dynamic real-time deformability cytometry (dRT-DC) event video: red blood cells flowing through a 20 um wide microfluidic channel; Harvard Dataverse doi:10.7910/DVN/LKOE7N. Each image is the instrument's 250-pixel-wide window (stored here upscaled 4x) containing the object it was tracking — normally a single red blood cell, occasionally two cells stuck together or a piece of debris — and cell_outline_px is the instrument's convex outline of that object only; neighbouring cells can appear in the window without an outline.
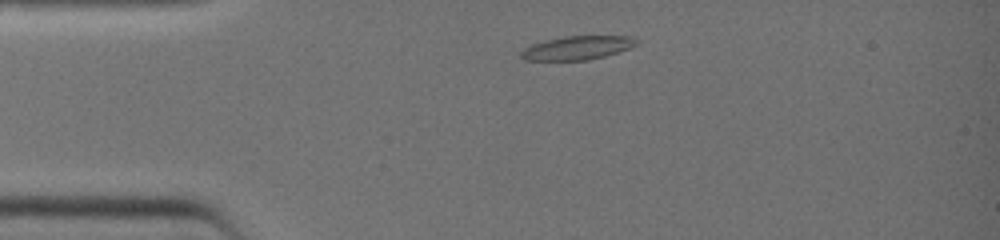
{"species": "common noctule bat (a hibernating species)", "species_latin": "Nyctalus noctula", "temperature_condition": "warm", "stored_images_in_passage": 30, "camera_frame_rate_fps": 3000, "um_per_image_px": 0.085, "animal": {"sex": "female", "body_mass_g": 19.0, "forearm_length_mm": 51.5}, "frame": {"image": 1, "passage_image": 3, "time_ms": 0.667, "image_size_px": [1000, 240], "cell_outline_px": [[640, 44], [604, 56], [588, 60], [524, 60], [520, 56], [520, 52], [524, 48], [532, 44], [564, 36], [632, 36], [640, 40]], "centroid_in_image_um": [49.1, 4.06], "position_along_channel_um": 35.9, "area_um2": 15.9}}
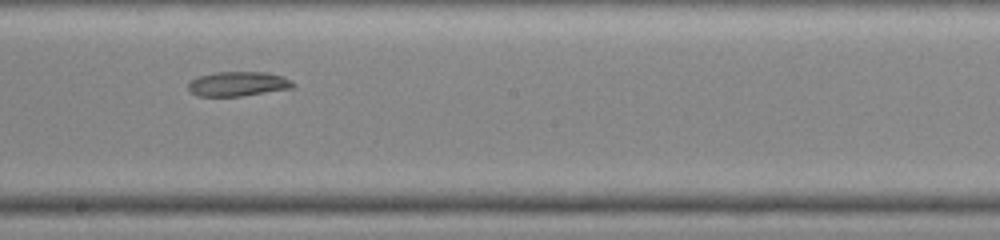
{"frame": {"image": 2, "passage_image": 17, "time_ms": 5.333, "image_size_px": [1000, 240], "cell_outline_px": [[296, 88], [244, 96], [196, 96], [188, 88], [188, 84], [192, 80], [200, 76], [216, 72], [268, 72], [284, 76], [292, 80], [296, 84]], "centroid_in_image_um": [20.33, 7.13], "position_along_channel_um": 227.9, "area_um2": 15.26}}
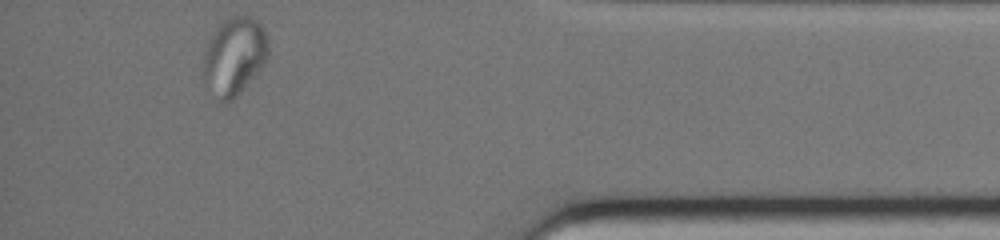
{"frame": {"image": 3, "passage_image": 30, "time_ms": 9.667, "image_size_px": [1000, 240], "cell_outline_px": [[268, 56], [260, 68], [240, 92], [232, 100], [224, 104], [220, 100], [204, 80], [200, 72], [204, 52], [216, 24], [232, 16], [244, 12], [256, 20], [260, 24], [268, 40]], "centroid_in_image_um": [19.87, 4.72], "position_along_channel_um": 415.3, "area_um2": 29.65}}